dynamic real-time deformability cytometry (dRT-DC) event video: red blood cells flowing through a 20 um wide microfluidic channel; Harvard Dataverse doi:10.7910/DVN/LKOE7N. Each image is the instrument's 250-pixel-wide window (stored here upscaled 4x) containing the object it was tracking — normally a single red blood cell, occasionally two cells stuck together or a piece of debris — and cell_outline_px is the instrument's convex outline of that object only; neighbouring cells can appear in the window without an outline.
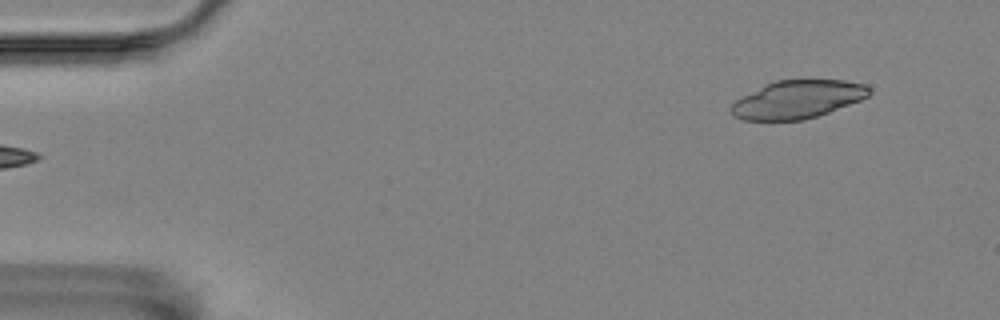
{"species": "Egyptian fruit bat (a non-hibernating species)", "species_latin": "Rousettus aegyptiacus", "temperature_condition": "room temperature", "stored_images_in_passage": 2, "camera_frame_rate_fps": 3000, "um_per_image_px": 0.085, "animal": {"sex": "female"}, "frame": {"image": 1, "passage_image": 2, "time_ms": 0.333, "image_size_px": [1000, 320], "cell_outline_px": [[872, 92], [868, 96], [860, 100], [828, 112], [804, 120], [744, 120], [732, 116], [728, 108], [736, 100], [764, 84], [776, 80], [844, 80], [864, 84]], "centroid_in_image_um": [67.75, 8.45], "position_along_channel_um": 17.2, "area_um2": 30.52}}